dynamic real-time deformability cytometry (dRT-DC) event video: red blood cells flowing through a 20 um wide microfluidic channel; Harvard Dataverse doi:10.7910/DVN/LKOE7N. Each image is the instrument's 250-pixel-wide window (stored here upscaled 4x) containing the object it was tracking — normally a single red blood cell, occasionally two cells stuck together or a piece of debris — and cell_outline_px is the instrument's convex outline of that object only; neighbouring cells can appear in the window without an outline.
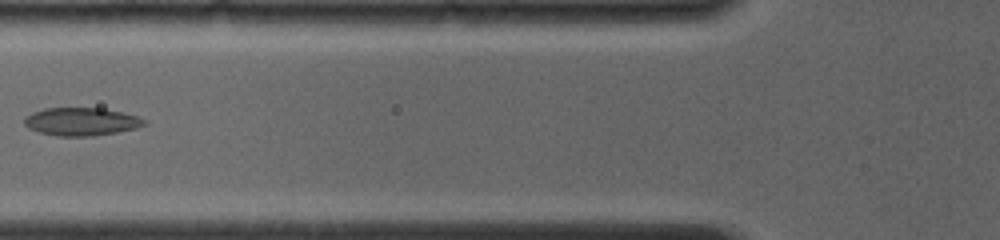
{"species": "common noctule bat (a hibernating species)", "species_latin": "Nyctalus noctula", "temperature_condition": "room temperature", "stored_images_in_passage": 17, "camera_frame_rate_fps": 4000, "um_per_image_px": 0.085, "animal": {"sex": "female", "body_mass_g": 19.0, "forearm_length_mm": 56.7}, "frame": {"image": 1, "passage_image": 3, "time_ms": 1.5, "image_size_px": [1000, 240], "cell_outline_px": [[148, 124], [136, 128], [116, 132], [92, 136], [56, 136], [40, 132], [28, 128], [24, 124], [24, 120], [32, 112], [44, 108], [100, 108], [120, 112], [136, 116], [148, 120]], "centroid_in_image_um": [6.92, 10.34], "position_along_channel_um": 118.9, "area_um2": 19.48}}
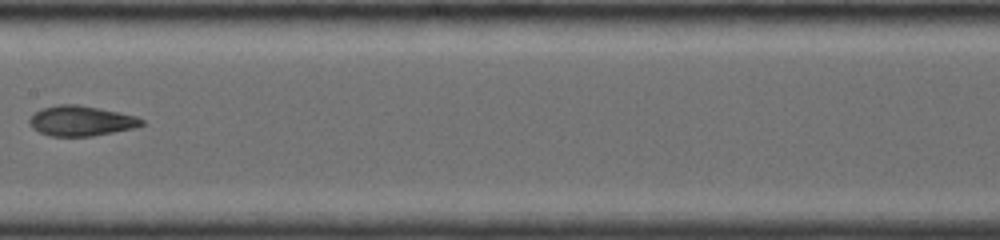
{"frame": {"image": 2, "passage_image": 8, "time_ms": 3.5, "image_size_px": [1000, 240], "cell_outline_px": [[144, 124], [136, 128], [92, 136], [48, 136], [32, 128], [28, 120], [36, 112], [44, 108], [60, 104], [76, 104], [120, 112], [136, 116], [144, 120]], "centroid_in_image_um": [6.92, 10.28], "position_along_channel_um": 200.5, "area_um2": 19.65}}
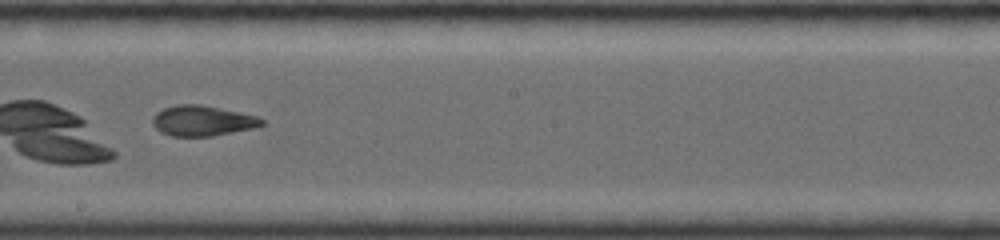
{"frame": {"image": 3, "passage_image": 10, "time_ms": 4.25, "image_size_px": [1000, 240], "cell_outline_px": [[264, 124], [252, 128], [212, 136], [172, 136], [160, 132], [152, 124], [152, 116], [156, 112], [164, 108], [180, 104], [200, 104], [240, 112], [256, 116], [264, 120]], "centroid_in_image_um": [17.17, 10.26], "position_along_channel_um": 231.0, "area_um2": 19.25}}